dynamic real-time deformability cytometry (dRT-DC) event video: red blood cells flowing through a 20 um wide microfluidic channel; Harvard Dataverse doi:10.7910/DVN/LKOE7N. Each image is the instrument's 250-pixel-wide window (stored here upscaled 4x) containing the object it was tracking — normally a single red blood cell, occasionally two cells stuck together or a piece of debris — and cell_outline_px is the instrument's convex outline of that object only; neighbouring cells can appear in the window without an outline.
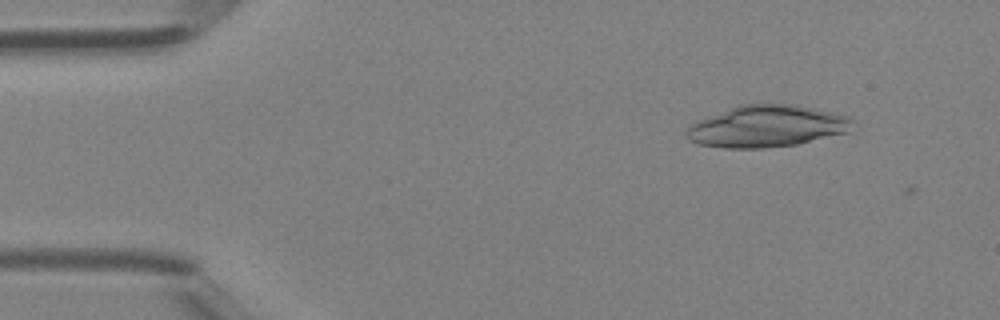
{"species": "Egyptian fruit bat (a non-hibernating species)", "species_latin": "Rousettus aegyptiacus", "temperature_condition": "room temperature", "stored_images_in_passage": 2, "camera_frame_rate_fps": 3000, "um_per_image_px": 0.085, "animal": {"sex": "female"}, "frame": {"image": 1, "passage_image": 1, "time_ms": 0.0, "image_size_px": [1000, 320], "cell_outline_px": [[856, 120], [848, 132], [796, 144], [764, 148], [724, 148], [696, 144], [688, 140], [684, 136], [684, 132], [696, 120], [740, 104], [796, 104], [832, 112], [848, 116]], "centroid_in_image_um": [65.15, 10.73], "position_along_channel_um": 19.9, "area_um2": 40.69}}